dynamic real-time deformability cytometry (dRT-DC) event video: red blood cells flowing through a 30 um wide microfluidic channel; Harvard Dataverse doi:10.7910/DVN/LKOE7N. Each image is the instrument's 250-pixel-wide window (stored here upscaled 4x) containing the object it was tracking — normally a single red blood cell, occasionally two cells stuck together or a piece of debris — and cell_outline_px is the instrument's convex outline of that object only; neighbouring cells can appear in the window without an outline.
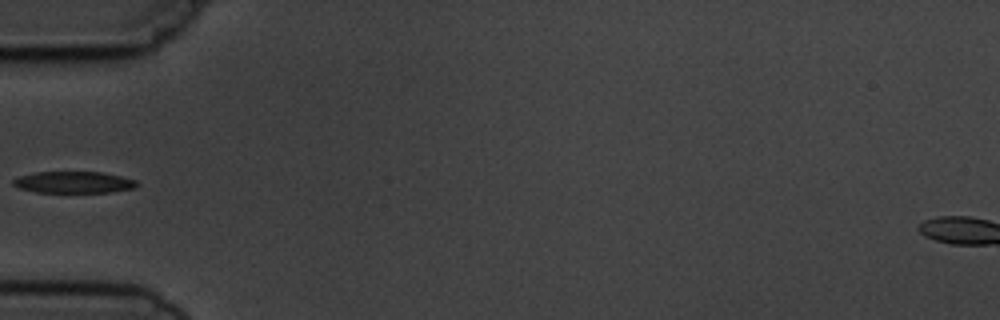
{"species": "common noctule bat (a hibernating species)", "species_latin": "Nyctalus noctula", "temperature_condition": "cold", "stored_images_in_passage": 7, "segment_of_instrument_passage": [2, 2], "camera_frame_rate_fps": 3000, "um_per_image_px": 0.085, "animal": {"sex": "male", "body_mass_g": 19.5, "forearm_length_mm": 54.6}, "frame": {"image": 1, "passage_image": 5, "time_ms": 4.667, "image_size_px": [1000, 320], "cell_outline_px": [[140, 184], [136, 188], [112, 192], [36, 192], [20, 188], [12, 184], [12, 180], [20, 176], [36, 172], [100, 172], [120, 176], [136, 180]], "centroid_in_image_um": [6.3, 15.49], "position_along_channel_um": 78.7, "area_um2": 15.55}}
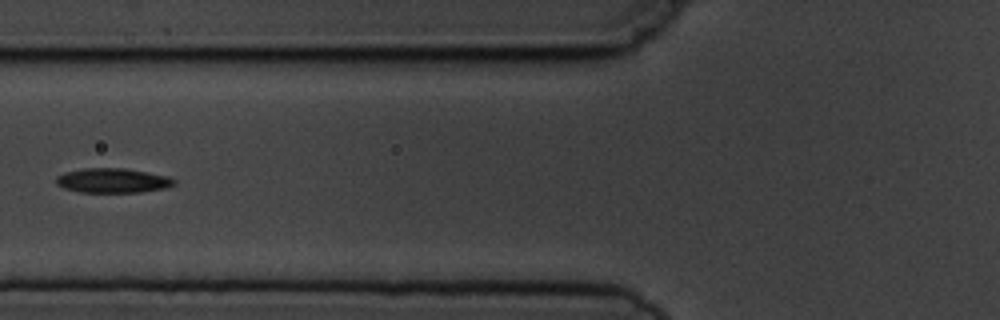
{"frame": {"image": 2, "passage_image": 6, "time_ms": 5.667, "image_size_px": [1000, 320], "cell_outline_px": [[176, 184], [168, 188], [140, 192], [80, 192], [64, 188], [56, 184], [56, 176], [64, 172], [84, 168], [124, 168], [168, 176], [176, 180]], "centroid_in_image_um": [9.59, 15.35], "position_along_channel_um": 116.2, "area_um2": 16.99}}
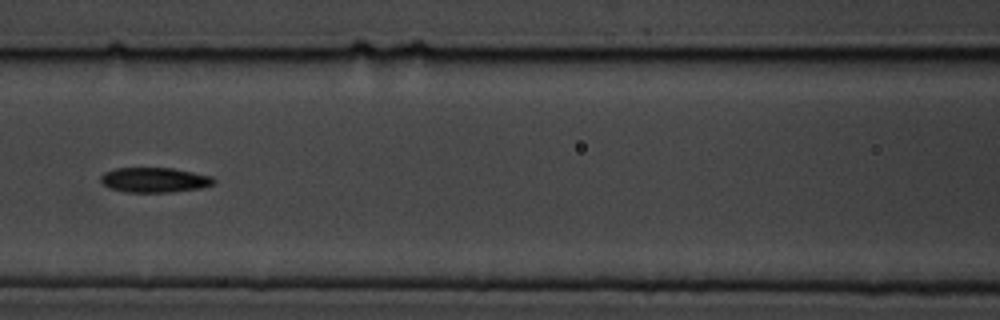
{"frame": {"image": 3, "passage_image": 7, "time_ms": 6.667, "image_size_px": [1000, 320], "cell_outline_px": [[216, 180], [212, 184], [200, 188], [172, 192], [128, 192], [108, 188], [100, 180], [100, 176], [104, 172], [116, 168], [172, 168], [212, 176]], "centroid_in_image_um": [13.11, 15.29], "position_along_channel_um": 153.5, "area_um2": 16.36}}